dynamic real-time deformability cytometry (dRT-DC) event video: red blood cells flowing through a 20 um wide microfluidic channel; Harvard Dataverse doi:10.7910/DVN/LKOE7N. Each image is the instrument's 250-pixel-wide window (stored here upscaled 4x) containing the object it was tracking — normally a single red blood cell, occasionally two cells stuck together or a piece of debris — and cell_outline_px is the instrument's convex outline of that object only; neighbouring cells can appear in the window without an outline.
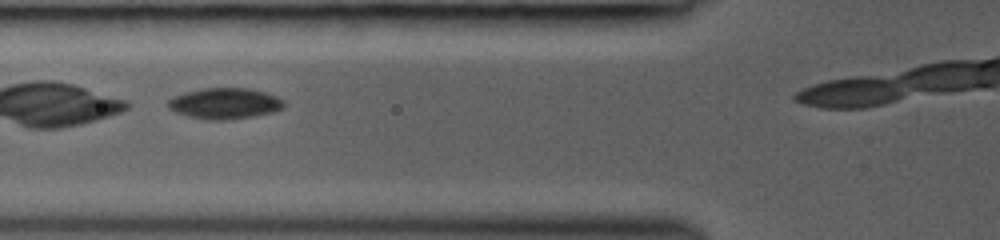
{"species": "common noctule bat (a hibernating species)", "species_latin": "Nyctalus noctula", "temperature_condition": "room temperature", "stored_images_in_passage": 6, "camera_frame_rate_fps": 3000, "um_per_image_px": 0.085, "animal": {"sex": "female", "body_mass_g": 19.0, "forearm_length_mm": 53.3}, "frame": {"image": 1, "passage_image": 4, "time_ms": 2.333, "image_size_px": [1000, 240], "cell_outline_px": [[284, 108], [272, 112], [252, 116], [228, 120], [204, 120], [188, 116], [176, 112], [168, 108], [168, 100], [172, 96], [184, 92], [204, 88], [248, 88], [264, 92], [276, 96], [284, 100]], "centroid_in_image_um": [19.08, 8.79], "position_along_channel_um": 106.7, "area_um2": 20.98}}